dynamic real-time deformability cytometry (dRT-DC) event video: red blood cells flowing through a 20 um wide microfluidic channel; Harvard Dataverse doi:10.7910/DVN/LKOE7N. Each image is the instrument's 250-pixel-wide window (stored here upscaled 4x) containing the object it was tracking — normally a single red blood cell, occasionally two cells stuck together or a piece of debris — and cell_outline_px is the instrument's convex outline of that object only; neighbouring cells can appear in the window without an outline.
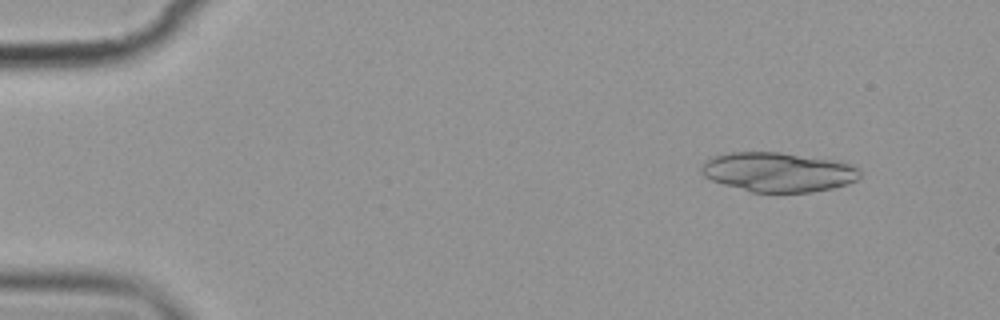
{"species": "common noctule bat (a hibernating species)", "species_latin": "Nyctalus noctula", "temperature_condition": "cold", "stored_images_in_passage": 6, "camera_frame_rate_fps": 3000, "um_per_image_px": 0.085, "animal": {"sex": "female", "body_mass_g": 19.9}, "frame": {"image": 1, "passage_image": 2, "time_ms": 1.0, "image_size_px": [1000, 320], "cell_outline_px": [[860, 176], [856, 180], [848, 184], [832, 188], [812, 192], [752, 192], [724, 184], [712, 180], [704, 176], [700, 172], [700, 168], [708, 160], [716, 156], [728, 152], [780, 152], [832, 160], [852, 164], [860, 172]], "centroid_in_image_um": [66.15, 14.63], "position_along_channel_um": 18.9, "area_um2": 36.18}}